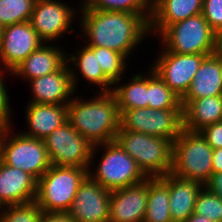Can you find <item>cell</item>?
Wrapping results in <instances>:
<instances>
[{"instance_id":"29","label":"cell","mask_w":222,"mask_h":222,"mask_svg":"<svg viewBox=\"0 0 222 222\" xmlns=\"http://www.w3.org/2000/svg\"><path fill=\"white\" fill-rule=\"evenodd\" d=\"M94 54L97 55V61L100 65L103 73L114 83L121 81V75L123 73L126 57L116 51L110 50L104 47L89 46Z\"/></svg>"},{"instance_id":"34","label":"cell","mask_w":222,"mask_h":222,"mask_svg":"<svg viewBox=\"0 0 222 222\" xmlns=\"http://www.w3.org/2000/svg\"><path fill=\"white\" fill-rule=\"evenodd\" d=\"M213 148H222V121L210 124L198 131Z\"/></svg>"},{"instance_id":"33","label":"cell","mask_w":222,"mask_h":222,"mask_svg":"<svg viewBox=\"0 0 222 222\" xmlns=\"http://www.w3.org/2000/svg\"><path fill=\"white\" fill-rule=\"evenodd\" d=\"M202 15L219 35L222 32V0H203Z\"/></svg>"},{"instance_id":"4","label":"cell","mask_w":222,"mask_h":222,"mask_svg":"<svg viewBox=\"0 0 222 222\" xmlns=\"http://www.w3.org/2000/svg\"><path fill=\"white\" fill-rule=\"evenodd\" d=\"M115 141L136 161L148 178L171 173L173 144L169 140L120 127Z\"/></svg>"},{"instance_id":"24","label":"cell","mask_w":222,"mask_h":222,"mask_svg":"<svg viewBox=\"0 0 222 222\" xmlns=\"http://www.w3.org/2000/svg\"><path fill=\"white\" fill-rule=\"evenodd\" d=\"M143 222H172L169 206V174L148 178L147 210Z\"/></svg>"},{"instance_id":"3","label":"cell","mask_w":222,"mask_h":222,"mask_svg":"<svg viewBox=\"0 0 222 222\" xmlns=\"http://www.w3.org/2000/svg\"><path fill=\"white\" fill-rule=\"evenodd\" d=\"M90 169L51 165L37 180L35 201L43 212H68Z\"/></svg>"},{"instance_id":"16","label":"cell","mask_w":222,"mask_h":222,"mask_svg":"<svg viewBox=\"0 0 222 222\" xmlns=\"http://www.w3.org/2000/svg\"><path fill=\"white\" fill-rule=\"evenodd\" d=\"M69 69L66 62L58 71L30 80L34 94L30 103L67 105L70 100L66 99L74 92L77 80Z\"/></svg>"},{"instance_id":"41","label":"cell","mask_w":222,"mask_h":222,"mask_svg":"<svg viewBox=\"0 0 222 222\" xmlns=\"http://www.w3.org/2000/svg\"><path fill=\"white\" fill-rule=\"evenodd\" d=\"M148 6H150V8H152L157 2L158 0H143Z\"/></svg>"},{"instance_id":"43","label":"cell","mask_w":222,"mask_h":222,"mask_svg":"<svg viewBox=\"0 0 222 222\" xmlns=\"http://www.w3.org/2000/svg\"><path fill=\"white\" fill-rule=\"evenodd\" d=\"M2 28H3V27L0 25V44H1Z\"/></svg>"},{"instance_id":"14","label":"cell","mask_w":222,"mask_h":222,"mask_svg":"<svg viewBox=\"0 0 222 222\" xmlns=\"http://www.w3.org/2000/svg\"><path fill=\"white\" fill-rule=\"evenodd\" d=\"M148 178L111 191L108 222H143L147 210Z\"/></svg>"},{"instance_id":"35","label":"cell","mask_w":222,"mask_h":222,"mask_svg":"<svg viewBox=\"0 0 222 222\" xmlns=\"http://www.w3.org/2000/svg\"><path fill=\"white\" fill-rule=\"evenodd\" d=\"M8 95L6 92V88L3 84L2 76L0 74V129H3L7 126H10V106L8 104Z\"/></svg>"},{"instance_id":"44","label":"cell","mask_w":222,"mask_h":222,"mask_svg":"<svg viewBox=\"0 0 222 222\" xmlns=\"http://www.w3.org/2000/svg\"><path fill=\"white\" fill-rule=\"evenodd\" d=\"M1 207H4V205H3L2 202L0 201V208H1Z\"/></svg>"},{"instance_id":"2","label":"cell","mask_w":222,"mask_h":222,"mask_svg":"<svg viewBox=\"0 0 222 222\" xmlns=\"http://www.w3.org/2000/svg\"><path fill=\"white\" fill-rule=\"evenodd\" d=\"M67 120L93 146L113 142L120 128V114L112 92L91 101L78 98L67 104Z\"/></svg>"},{"instance_id":"40","label":"cell","mask_w":222,"mask_h":222,"mask_svg":"<svg viewBox=\"0 0 222 222\" xmlns=\"http://www.w3.org/2000/svg\"><path fill=\"white\" fill-rule=\"evenodd\" d=\"M217 52L222 56V32L218 35V50Z\"/></svg>"},{"instance_id":"8","label":"cell","mask_w":222,"mask_h":222,"mask_svg":"<svg viewBox=\"0 0 222 222\" xmlns=\"http://www.w3.org/2000/svg\"><path fill=\"white\" fill-rule=\"evenodd\" d=\"M120 127L130 132H139L165 138L172 144L183 130L182 109L136 108L120 115Z\"/></svg>"},{"instance_id":"22","label":"cell","mask_w":222,"mask_h":222,"mask_svg":"<svg viewBox=\"0 0 222 222\" xmlns=\"http://www.w3.org/2000/svg\"><path fill=\"white\" fill-rule=\"evenodd\" d=\"M183 129L198 132L222 121V95L193 99L182 107Z\"/></svg>"},{"instance_id":"12","label":"cell","mask_w":222,"mask_h":222,"mask_svg":"<svg viewBox=\"0 0 222 222\" xmlns=\"http://www.w3.org/2000/svg\"><path fill=\"white\" fill-rule=\"evenodd\" d=\"M42 43L29 21L5 26L2 28L0 60L12 73Z\"/></svg>"},{"instance_id":"26","label":"cell","mask_w":222,"mask_h":222,"mask_svg":"<svg viewBox=\"0 0 222 222\" xmlns=\"http://www.w3.org/2000/svg\"><path fill=\"white\" fill-rule=\"evenodd\" d=\"M75 61V65H77L83 75V78H86L89 82L95 83L102 86V92H112V90L108 89L109 85L114 84L102 71L100 65L97 61V55L94 54V51L86 46L81 51L77 52V56L70 57L68 61ZM108 87V88H107Z\"/></svg>"},{"instance_id":"25","label":"cell","mask_w":222,"mask_h":222,"mask_svg":"<svg viewBox=\"0 0 222 222\" xmlns=\"http://www.w3.org/2000/svg\"><path fill=\"white\" fill-rule=\"evenodd\" d=\"M111 90L120 115L126 110L148 107V79L143 75L137 74L128 85Z\"/></svg>"},{"instance_id":"7","label":"cell","mask_w":222,"mask_h":222,"mask_svg":"<svg viewBox=\"0 0 222 222\" xmlns=\"http://www.w3.org/2000/svg\"><path fill=\"white\" fill-rule=\"evenodd\" d=\"M9 126L1 129V161L31 174L36 180L51 166L44 141L20 133L9 138Z\"/></svg>"},{"instance_id":"32","label":"cell","mask_w":222,"mask_h":222,"mask_svg":"<svg viewBox=\"0 0 222 222\" xmlns=\"http://www.w3.org/2000/svg\"><path fill=\"white\" fill-rule=\"evenodd\" d=\"M205 189L202 188L197 197L194 213L206 217L213 222H222V199L212 193L207 187Z\"/></svg>"},{"instance_id":"37","label":"cell","mask_w":222,"mask_h":222,"mask_svg":"<svg viewBox=\"0 0 222 222\" xmlns=\"http://www.w3.org/2000/svg\"><path fill=\"white\" fill-rule=\"evenodd\" d=\"M205 187L222 199V172L212 173Z\"/></svg>"},{"instance_id":"15","label":"cell","mask_w":222,"mask_h":222,"mask_svg":"<svg viewBox=\"0 0 222 222\" xmlns=\"http://www.w3.org/2000/svg\"><path fill=\"white\" fill-rule=\"evenodd\" d=\"M72 16L73 11L64 3L36 0L29 22L40 39L47 42L65 33L73 20Z\"/></svg>"},{"instance_id":"1","label":"cell","mask_w":222,"mask_h":222,"mask_svg":"<svg viewBox=\"0 0 222 222\" xmlns=\"http://www.w3.org/2000/svg\"><path fill=\"white\" fill-rule=\"evenodd\" d=\"M82 27L90 39L87 46L104 47L125 57L149 31L151 12L131 14L82 9Z\"/></svg>"},{"instance_id":"19","label":"cell","mask_w":222,"mask_h":222,"mask_svg":"<svg viewBox=\"0 0 222 222\" xmlns=\"http://www.w3.org/2000/svg\"><path fill=\"white\" fill-rule=\"evenodd\" d=\"M202 8L203 0H158L151 8L149 31L159 29L161 33L176 22L202 14Z\"/></svg>"},{"instance_id":"23","label":"cell","mask_w":222,"mask_h":222,"mask_svg":"<svg viewBox=\"0 0 222 222\" xmlns=\"http://www.w3.org/2000/svg\"><path fill=\"white\" fill-rule=\"evenodd\" d=\"M64 53L56 47L43 44L13 69L15 75L28 77L29 81L58 71L65 63Z\"/></svg>"},{"instance_id":"30","label":"cell","mask_w":222,"mask_h":222,"mask_svg":"<svg viewBox=\"0 0 222 222\" xmlns=\"http://www.w3.org/2000/svg\"><path fill=\"white\" fill-rule=\"evenodd\" d=\"M82 9L117 11L131 14L151 12L150 6L143 0H86Z\"/></svg>"},{"instance_id":"13","label":"cell","mask_w":222,"mask_h":222,"mask_svg":"<svg viewBox=\"0 0 222 222\" xmlns=\"http://www.w3.org/2000/svg\"><path fill=\"white\" fill-rule=\"evenodd\" d=\"M110 194V190L87 176L68 213L76 222H108Z\"/></svg>"},{"instance_id":"36","label":"cell","mask_w":222,"mask_h":222,"mask_svg":"<svg viewBox=\"0 0 222 222\" xmlns=\"http://www.w3.org/2000/svg\"><path fill=\"white\" fill-rule=\"evenodd\" d=\"M39 222H76L68 212L47 213L43 212Z\"/></svg>"},{"instance_id":"27","label":"cell","mask_w":222,"mask_h":222,"mask_svg":"<svg viewBox=\"0 0 222 222\" xmlns=\"http://www.w3.org/2000/svg\"><path fill=\"white\" fill-rule=\"evenodd\" d=\"M152 76L148 78V108L182 109L181 98L175 94L151 69Z\"/></svg>"},{"instance_id":"28","label":"cell","mask_w":222,"mask_h":222,"mask_svg":"<svg viewBox=\"0 0 222 222\" xmlns=\"http://www.w3.org/2000/svg\"><path fill=\"white\" fill-rule=\"evenodd\" d=\"M36 0H0V25L2 27L30 19Z\"/></svg>"},{"instance_id":"6","label":"cell","mask_w":222,"mask_h":222,"mask_svg":"<svg viewBox=\"0 0 222 222\" xmlns=\"http://www.w3.org/2000/svg\"><path fill=\"white\" fill-rule=\"evenodd\" d=\"M160 35L169 52L210 55L218 50V34L202 14L176 22L166 27Z\"/></svg>"},{"instance_id":"11","label":"cell","mask_w":222,"mask_h":222,"mask_svg":"<svg viewBox=\"0 0 222 222\" xmlns=\"http://www.w3.org/2000/svg\"><path fill=\"white\" fill-rule=\"evenodd\" d=\"M206 56L205 54H178L166 50L152 69L175 94L182 98Z\"/></svg>"},{"instance_id":"31","label":"cell","mask_w":222,"mask_h":222,"mask_svg":"<svg viewBox=\"0 0 222 222\" xmlns=\"http://www.w3.org/2000/svg\"><path fill=\"white\" fill-rule=\"evenodd\" d=\"M6 207L8 210L0 214V222H39L43 213L35 200Z\"/></svg>"},{"instance_id":"10","label":"cell","mask_w":222,"mask_h":222,"mask_svg":"<svg viewBox=\"0 0 222 222\" xmlns=\"http://www.w3.org/2000/svg\"><path fill=\"white\" fill-rule=\"evenodd\" d=\"M43 141L51 165L89 169L96 146L80 135L68 120Z\"/></svg>"},{"instance_id":"9","label":"cell","mask_w":222,"mask_h":222,"mask_svg":"<svg viewBox=\"0 0 222 222\" xmlns=\"http://www.w3.org/2000/svg\"><path fill=\"white\" fill-rule=\"evenodd\" d=\"M106 148L95 176H88L107 190L125 188L145 181L148 177L136 161L116 142L101 144Z\"/></svg>"},{"instance_id":"20","label":"cell","mask_w":222,"mask_h":222,"mask_svg":"<svg viewBox=\"0 0 222 222\" xmlns=\"http://www.w3.org/2000/svg\"><path fill=\"white\" fill-rule=\"evenodd\" d=\"M26 111L31 130L23 134L40 140L67 121V105L29 103Z\"/></svg>"},{"instance_id":"39","label":"cell","mask_w":222,"mask_h":222,"mask_svg":"<svg viewBox=\"0 0 222 222\" xmlns=\"http://www.w3.org/2000/svg\"><path fill=\"white\" fill-rule=\"evenodd\" d=\"M184 222H213V221L193 212Z\"/></svg>"},{"instance_id":"17","label":"cell","mask_w":222,"mask_h":222,"mask_svg":"<svg viewBox=\"0 0 222 222\" xmlns=\"http://www.w3.org/2000/svg\"><path fill=\"white\" fill-rule=\"evenodd\" d=\"M37 180L29 173L0 163V201L4 206L34 201Z\"/></svg>"},{"instance_id":"42","label":"cell","mask_w":222,"mask_h":222,"mask_svg":"<svg viewBox=\"0 0 222 222\" xmlns=\"http://www.w3.org/2000/svg\"><path fill=\"white\" fill-rule=\"evenodd\" d=\"M0 163H1V129H0Z\"/></svg>"},{"instance_id":"18","label":"cell","mask_w":222,"mask_h":222,"mask_svg":"<svg viewBox=\"0 0 222 222\" xmlns=\"http://www.w3.org/2000/svg\"><path fill=\"white\" fill-rule=\"evenodd\" d=\"M219 95H222V56L215 52L203 59L181 104L183 107L190 100Z\"/></svg>"},{"instance_id":"38","label":"cell","mask_w":222,"mask_h":222,"mask_svg":"<svg viewBox=\"0 0 222 222\" xmlns=\"http://www.w3.org/2000/svg\"><path fill=\"white\" fill-rule=\"evenodd\" d=\"M212 168L213 173L222 172V148L213 149Z\"/></svg>"},{"instance_id":"5","label":"cell","mask_w":222,"mask_h":222,"mask_svg":"<svg viewBox=\"0 0 222 222\" xmlns=\"http://www.w3.org/2000/svg\"><path fill=\"white\" fill-rule=\"evenodd\" d=\"M213 148L199 132L183 129L172 146L171 174L203 184L210 180Z\"/></svg>"},{"instance_id":"21","label":"cell","mask_w":222,"mask_h":222,"mask_svg":"<svg viewBox=\"0 0 222 222\" xmlns=\"http://www.w3.org/2000/svg\"><path fill=\"white\" fill-rule=\"evenodd\" d=\"M202 183L169 173V206L172 222H184L193 212Z\"/></svg>"}]
</instances>
